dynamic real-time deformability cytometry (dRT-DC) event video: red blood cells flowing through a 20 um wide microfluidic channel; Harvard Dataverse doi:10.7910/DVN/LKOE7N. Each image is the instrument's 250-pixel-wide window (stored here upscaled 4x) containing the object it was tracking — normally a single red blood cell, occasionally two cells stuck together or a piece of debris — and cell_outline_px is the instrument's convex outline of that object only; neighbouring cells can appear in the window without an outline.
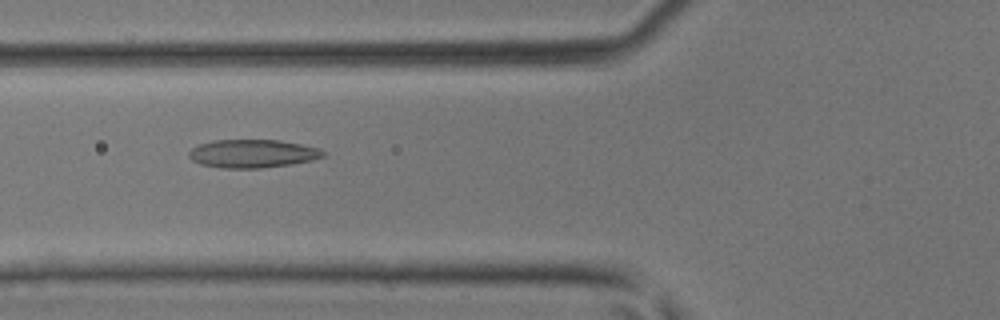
{"species": "common noctule bat (a hibernating species)", "species_latin": "Nyctalus noctula", "temperature_condition": "room temperature", "stored_images_in_passage": 43, "camera_frame_rate_fps": 3000, "um_per_image_px": 0.085, "animal": {"sex": "male", "body_mass_g": 17.9, "forearm_length_mm": 54.2}, "frame": {"image": 1, "passage_image": 16, "time_ms": 5.0, "image_size_px": [1000, 320], "cell_outline_px": [[324, 156], [312, 160], [292, 164], [260, 168], [220, 168], [200, 164], [192, 160], [188, 156], [188, 152], [196, 144], [216, 140], [280, 140], [320, 148], [324, 152]], "centroid_in_image_um": [21.44, 13.05], "position_along_channel_um": 104.4, "area_um2": 22.2}}
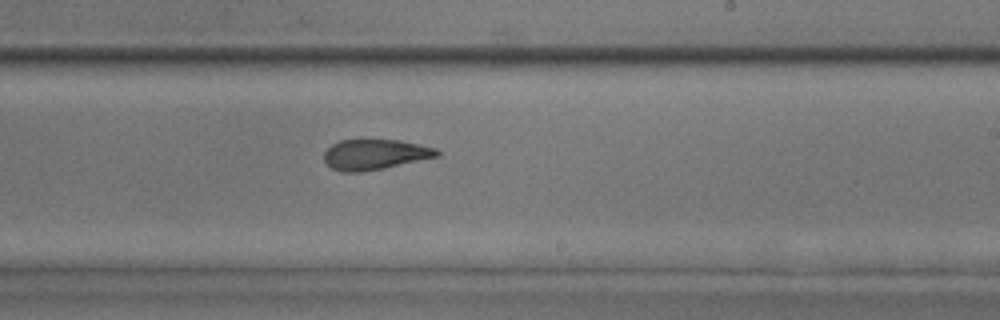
{"frame": {"image": 2, "passage_image": 26, "time_ms": 8.333, "image_size_px": [1000, 320], "cell_outline_px": [[440, 156], [384, 168], [360, 172], [340, 172], [332, 168], [324, 160], [324, 152], [332, 144], [340, 140], [400, 140], [420, 144], [436, 148], [440, 152]], "centroid_in_image_um": [31.88, 13.13], "position_along_channel_um": 257.1, "area_um2": 20.0}}
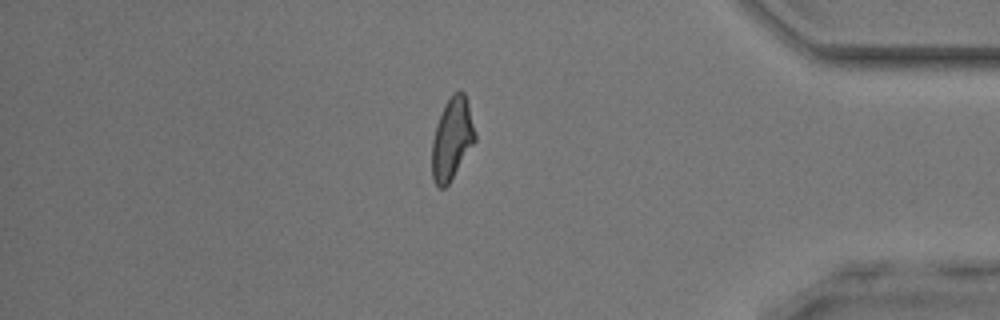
{"frame": {"image": 3, "passage_image": 37, "time_ms": 12.0, "image_size_px": [1000, 320], "cell_outline_px": [[476, 140], [448, 184], [444, 188], [440, 188], [436, 184], [432, 176], [432, 140], [436, 124], [444, 104], [460, 88], [464, 92], [468, 104], [476, 136]], "centroid_in_image_um": [38.41, 11.78], "position_along_channel_um": 396.8, "area_um2": 20.29}}